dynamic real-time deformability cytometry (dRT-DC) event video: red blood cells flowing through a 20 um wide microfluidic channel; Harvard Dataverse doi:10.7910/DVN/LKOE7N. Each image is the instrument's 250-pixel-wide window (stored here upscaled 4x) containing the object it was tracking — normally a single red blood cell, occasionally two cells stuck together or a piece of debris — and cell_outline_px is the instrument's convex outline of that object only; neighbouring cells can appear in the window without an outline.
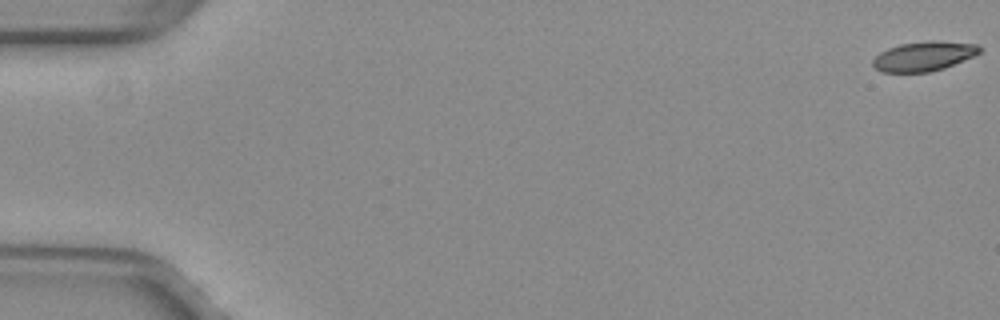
{"species": "common noctule bat (a hibernating species)", "species_latin": "Nyctalus noctula", "temperature_condition": "warm", "stored_images_in_passage": 14, "camera_frame_rate_fps": 3000, "um_per_image_px": 0.085, "animal": {"sex": "female", "body_mass_g": 29.2, "forearm_length_mm": 56.3}, "frame": {"image": 1, "passage_image": 1, "time_ms": 0.0, "image_size_px": [1000, 320], "cell_outline_px": [[980, 52], [972, 56], [944, 68], [928, 72], [884, 72], [876, 68], [872, 64], [872, 60], [880, 52], [888, 48], [900, 44], [928, 40], [932, 40], [976, 44], [980, 48]], "centroid_in_image_um": [78.49, 4.77], "position_along_channel_um": 6.5, "area_um2": 18.15}}